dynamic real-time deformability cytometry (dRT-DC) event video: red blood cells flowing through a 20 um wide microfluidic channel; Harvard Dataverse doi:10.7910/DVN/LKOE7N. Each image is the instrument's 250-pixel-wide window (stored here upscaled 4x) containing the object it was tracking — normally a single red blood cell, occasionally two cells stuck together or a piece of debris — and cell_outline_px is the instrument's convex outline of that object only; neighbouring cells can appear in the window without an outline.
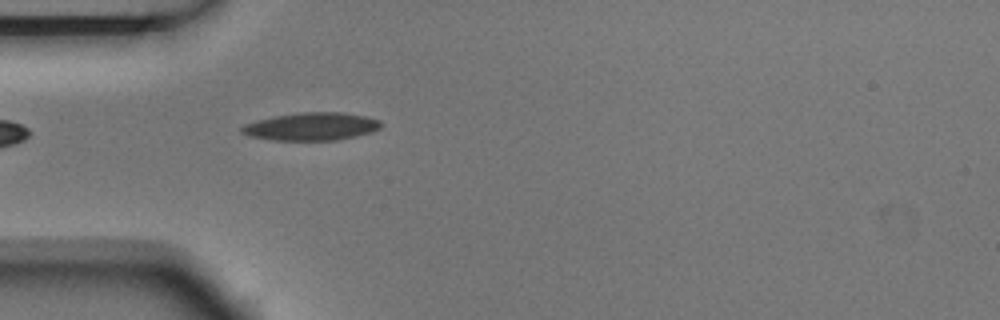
{"species": "Egyptian fruit bat (a non-hibernating species)", "species_latin": "Rousettus aegyptiacus", "temperature_condition": "room temperature", "stored_images_in_passage": 1, "camera_frame_rate_fps": 3000, "um_per_image_px": 0.085, "animal": {"sex": "male"}, "frame": {"image": 1, "passage_image": 1, "time_ms": 0.0, "image_size_px": [1000, 320], "cell_outline_px": [[380, 128], [372, 132], [336, 140], [272, 140], [252, 136], [240, 132], [240, 128], [244, 124], [276, 116], [300, 112], [344, 112], [364, 116], [380, 120]], "centroid_in_image_um": [26.48, 10.75], "position_along_channel_um": 58.5, "area_um2": 22.31}}